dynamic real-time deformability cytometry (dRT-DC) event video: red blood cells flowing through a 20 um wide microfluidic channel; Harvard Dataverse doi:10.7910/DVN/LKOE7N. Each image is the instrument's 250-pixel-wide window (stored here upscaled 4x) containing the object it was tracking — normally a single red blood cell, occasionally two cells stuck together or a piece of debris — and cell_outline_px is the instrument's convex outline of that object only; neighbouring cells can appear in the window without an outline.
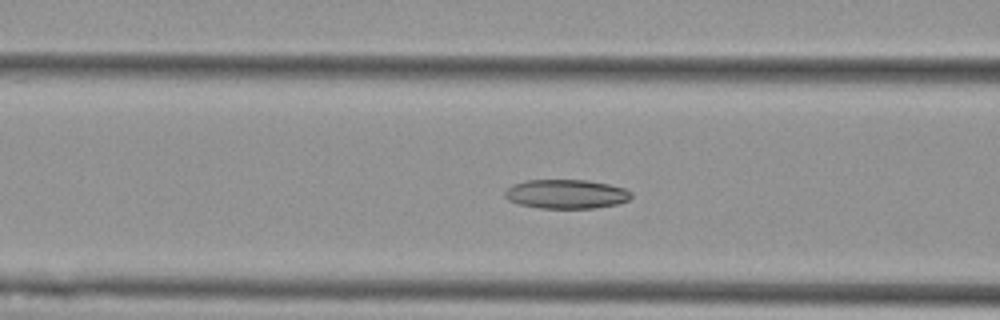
{"species": "Egyptian fruit bat (a non-hibernating species)", "species_latin": "Rousettus aegyptiacus", "temperature_condition": "cold", "stored_images_in_passage": 51, "camera_frame_rate_fps": 3000, "um_per_image_px": 0.085, "animal": {"sex": "female"}, "frame": {"image": 1, "passage_image": 22, "time_ms": 7.0, "image_size_px": [1000, 320], "cell_outline_px": [[632, 196], [628, 200], [616, 204], [596, 208], [540, 208], [520, 204], [508, 200], [504, 196], [504, 192], [512, 184], [528, 180], [588, 180], [608, 184], [624, 188], [632, 192]], "centroid_in_image_um": [48.13, 16.49], "position_along_channel_um": 118.5, "area_um2": 21.44}}
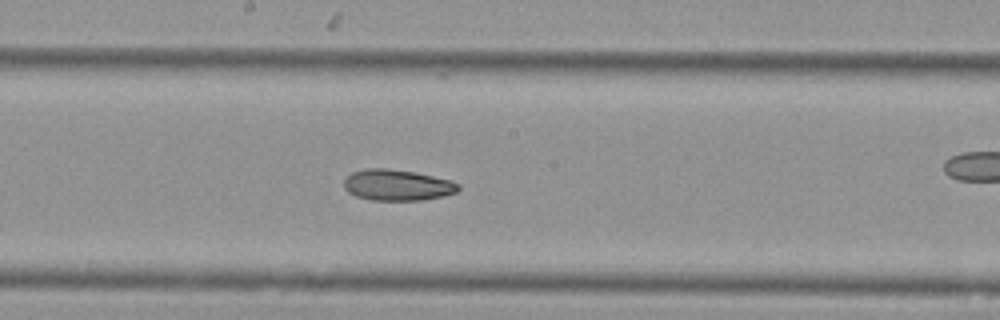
{"frame": {"image": 2, "passage_image": 30, "time_ms": 9.667, "image_size_px": [1000, 320], "cell_outline_px": [[460, 188], [456, 192], [444, 196], [424, 200], [368, 200], [356, 196], [348, 192], [344, 188], [344, 180], [352, 172], [364, 168], [388, 168], [412, 172], [452, 180], [460, 184]], "centroid_in_image_um": [33.77, 15.73], "position_along_channel_um": 214.4, "area_um2": 20.81}}
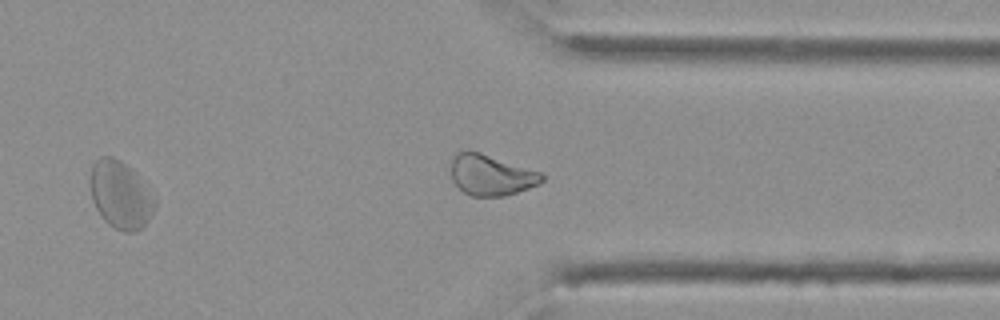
{"frame": {"image": 3, "passage_image": 43, "time_ms": 14.0, "image_size_px": [1000, 320], "cell_outline_px": [[156, 204], [148, 220], [136, 232], [124, 232], [108, 224], [104, 220], [96, 208], [92, 200], [92, 164], [100, 156], [112, 156], [120, 160], [132, 168], [156, 200]], "centroid_in_image_um": [10.25, 16.56], "position_along_channel_um": 401.2, "area_um2": 24.97}, "authors_computed_cell_mechanics": {"area_um2": 23.6402, "velocity_mm_per_s": 3.6072, "shape_relaxation_time_tau1_ms": null, "shape_relaxation_time_tau2_ms": 5.1429, "deformation_change_tau1": null, "deformation_change_tau2": 0.114}}